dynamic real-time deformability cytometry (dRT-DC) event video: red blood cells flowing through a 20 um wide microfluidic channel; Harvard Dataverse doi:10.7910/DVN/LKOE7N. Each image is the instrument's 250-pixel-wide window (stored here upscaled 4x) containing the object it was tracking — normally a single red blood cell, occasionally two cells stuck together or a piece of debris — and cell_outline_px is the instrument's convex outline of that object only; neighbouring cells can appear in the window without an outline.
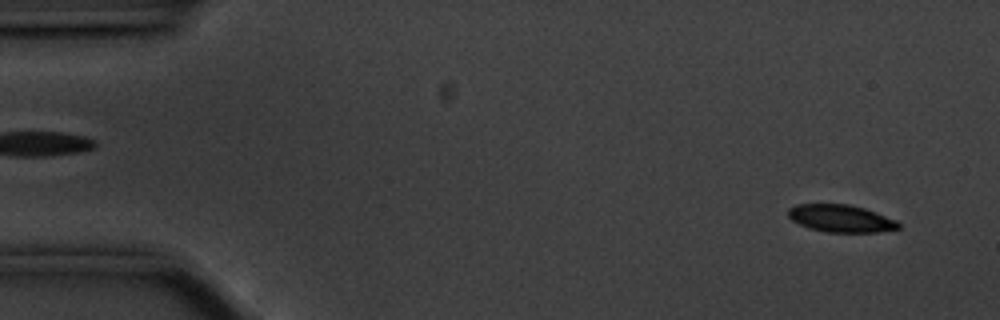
{"species": "common noctule bat (a hibernating species)", "species_latin": "Nyctalus noctula", "temperature_condition": "cold", "stored_images_in_passage": 56, "camera_frame_rate_fps": 3000, "um_per_image_px": 0.085, "animal": {"sex": "male", "body_mass_g": 20.1, "forearm_length_mm": 53.5}, "frame": {"image": 1, "passage_image": 4, "time_ms": 1.0, "image_size_px": [1000, 320], "cell_outline_px": [[900, 228], [876, 232], [824, 232], [808, 228], [792, 220], [788, 216], [788, 208], [796, 204], [848, 204], [864, 208], [876, 212], [896, 220], [900, 224]], "centroid_in_image_um": [71.45, 18.56], "position_along_channel_um": 13.5, "area_um2": 17.63}}
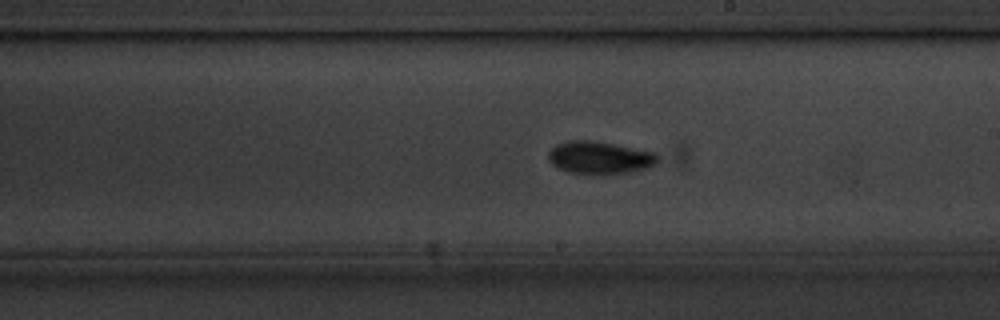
{"frame": {"image": 2, "passage_image": 32, "time_ms": 10.333, "image_size_px": [1000, 320], "cell_outline_px": [[660, 160], [656, 164], [648, 168], [632, 172], [604, 176], [588, 176], [568, 172], [556, 168], [548, 160], [548, 152], [556, 144], [568, 140], [588, 140], [612, 144], [656, 152]], "centroid_in_image_um": [50.97, 13.45], "position_along_channel_um": 238.0, "area_um2": 21.56}}
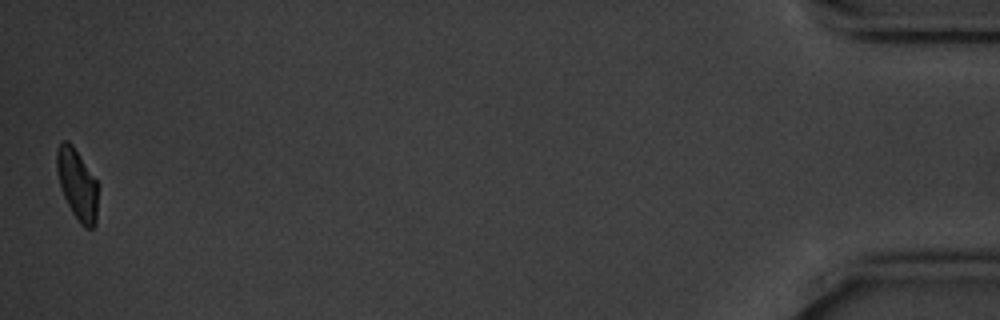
{"frame": {"image": 3, "passage_image": 56, "time_ms": 18.333, "image_size_px": [1000, 320], "cell_outline_px": [[96, 224], [92, 228], [84, 228], [80, 224], [72, 212], [60, 188], [56, 172], [56, 152], [60, 140], [68, 140], [72, 144], [96, 180]], "centroid_in_image_um": [6.52, 15.64], "position_along_channel_um": 428.7, "area_um2": 16.88}, "authors_computed_cell_mechanics": {"area_um2": 18.6116, "velocity_mm_per_s": 3.543, "shape_relaxation_time_tau1_ms": 2.0735, "shape_relaxation_time_tau2_ms": 4.3676, "deformation_change_tau1": 0.1088, "deformation_change_tau2": 0.0943}}